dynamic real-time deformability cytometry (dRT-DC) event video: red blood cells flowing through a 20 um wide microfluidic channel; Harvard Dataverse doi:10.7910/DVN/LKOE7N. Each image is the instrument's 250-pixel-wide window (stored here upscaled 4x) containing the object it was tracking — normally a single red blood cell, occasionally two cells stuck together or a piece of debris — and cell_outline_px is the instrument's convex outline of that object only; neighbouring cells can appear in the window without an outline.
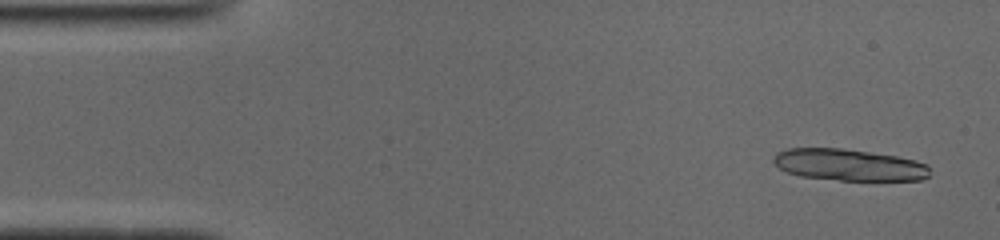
{"species": "common noctule bat (a hibernating species)", "species_latin": "Nyctalus noctula", "temperature_condition": "cold", "stored_images_in_passage": 8, "camera_frame_rate_fps": 3000, "um_per_image_px": 0.085, "animal": {"sex": "male", "body_mass_g": 19.0, "forearm_length_mm": 50.8}, "frame": {"image": 1, "passage_image": 3, "time_ms": 0.667, "image_size_px": [1000, 240], "cell_outline_px": [[928, 176], [920, 180], [840, 180], [804, 176], [788, 172], [780, 168], [772, 160], [780, 152], [788, 148], [840, 148], [896, 156], [912, 160], [924, 164], [928, 168]], "centroid_in_image_um": [72.15, 14.01], "position_along_channel_um": 12.9, "area_um2": 28.15}}